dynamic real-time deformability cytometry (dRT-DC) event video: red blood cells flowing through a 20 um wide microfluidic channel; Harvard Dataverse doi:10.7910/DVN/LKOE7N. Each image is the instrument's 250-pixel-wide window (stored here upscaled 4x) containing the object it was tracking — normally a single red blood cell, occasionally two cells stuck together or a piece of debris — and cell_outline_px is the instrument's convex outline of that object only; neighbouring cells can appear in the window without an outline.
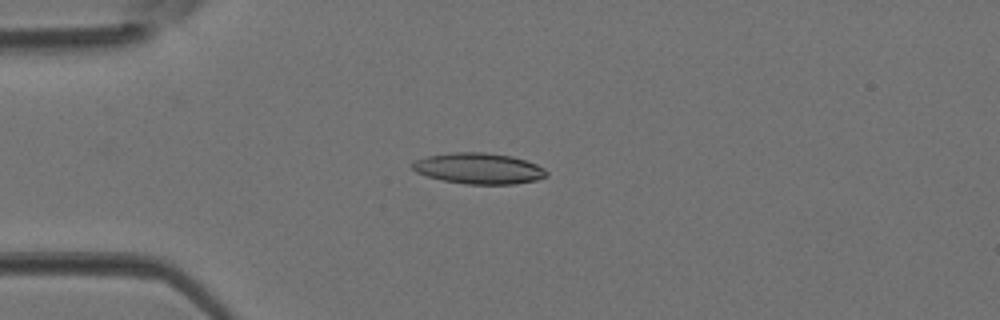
{"species": "Egyptian fruit bat (a non-hibernating species)", "species_latin": "Rousettus aegyptiacus", "temperature_condition": "room temperature", "stored_images_in_passage": 3, "camera_frame_rate_fps": 3000, "um_per_image_px": 0.085, "animal": {"sex": "female"}, "frame": {"image": 1, "passage_image": 3, "time_ms": 0.667, "image_size_px": [1000, 320], "cell_outline_px": [[548, 176], [536, 180], [516, 184], [464, 184], [444, 180], [428, 176], [416, 172], [412, 168], [412, 164], [416, 160], [428, 156], [452, 152], [484, 152], [512, 156], [536, 164], [544, 168], [548, 172]], "centroid_in_image_um": [40.73, 14.32], "position_along_channel_um": 44.3, "area_um2": 24.1}}